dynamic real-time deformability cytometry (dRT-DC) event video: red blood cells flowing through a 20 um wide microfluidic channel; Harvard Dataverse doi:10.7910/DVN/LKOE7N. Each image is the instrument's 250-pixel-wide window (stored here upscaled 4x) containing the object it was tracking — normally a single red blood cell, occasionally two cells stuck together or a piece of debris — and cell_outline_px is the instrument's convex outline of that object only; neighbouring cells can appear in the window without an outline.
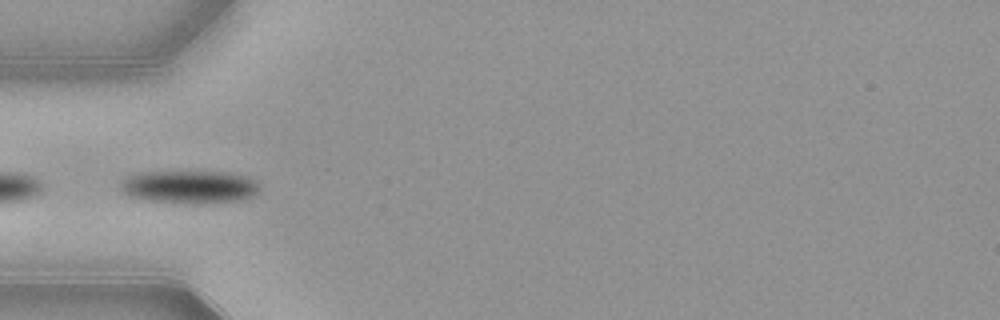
{"species": "common noctule bat (a hibernating species)", "species_latin": "Nyctalus noctula", "temperature_condition": "warm", "stored_images_in_passage": 37, "camera_frame_rate_fps": 3000, "um_per_image_px": 0.085, "animal": {"sex": "female", "body_mass_g": 21.9}, "frame": {"image": 1, "passage_image": 1, "time_ms": 0.0, "image_size_px": [1000, 320], "cell_outline_px": [[260, 188], [252, 196], [240, 200], [200, 204], [148, 200], [128, 196], [120, 188], [120, 184], [124, 180], [132, 176], [144, 172], [224, 172], [248, 176], [256, 180], [260, 184]], "centroid_in_image_um": [16.17, 15.89], "position_along_channel_um": 68.8, "area_um2": 26.47}, "authors_computed_cell_mechanics": {"area_um2": 26.4724, "velocity_mm_per_s": 3.8524, "shape_relaxation_time_tau1_ms": 1.8478, "shape_relaxation_time_tau2_ms": null, "deformation_change_tau1": 0.0806, "deformation_change_tau2": null}}